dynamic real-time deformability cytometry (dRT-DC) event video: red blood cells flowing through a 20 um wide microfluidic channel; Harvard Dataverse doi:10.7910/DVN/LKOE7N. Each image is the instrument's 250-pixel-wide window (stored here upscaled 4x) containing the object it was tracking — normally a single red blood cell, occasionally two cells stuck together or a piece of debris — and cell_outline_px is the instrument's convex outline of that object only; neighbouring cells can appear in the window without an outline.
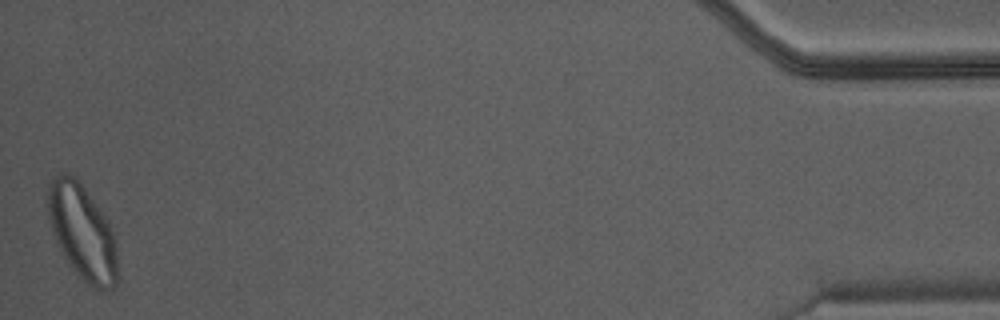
{"species": "Egyptian fruit bat (a non-hibernating species)", "species_latin": "Rousettus aegyptiacus", "temperature_condition": "warm", "stored_images_in_passage": 45, "camera_frame_rate_fps": 3000, "um_per_image_px": 0.085, "animal": {"sex": "male"}, "frame": {"image": 1, "passage_image": 45, "time_ms": 14.667, "image_size_px": [1000, 320], "cell_outline_px": [[116, 284], [112, 288], [104, 292], [100, 292], [88, 284], [72, 268], [64, 256], [56, 240], [48, 220], [48, 184], [60, 172], [64, 172], [76, 176], [108, 220], [116, 240]], "centroid_in_image_um": [7.0, 19.72], "position_along_channel_um": 428.2, "area_um2": 38.55}}